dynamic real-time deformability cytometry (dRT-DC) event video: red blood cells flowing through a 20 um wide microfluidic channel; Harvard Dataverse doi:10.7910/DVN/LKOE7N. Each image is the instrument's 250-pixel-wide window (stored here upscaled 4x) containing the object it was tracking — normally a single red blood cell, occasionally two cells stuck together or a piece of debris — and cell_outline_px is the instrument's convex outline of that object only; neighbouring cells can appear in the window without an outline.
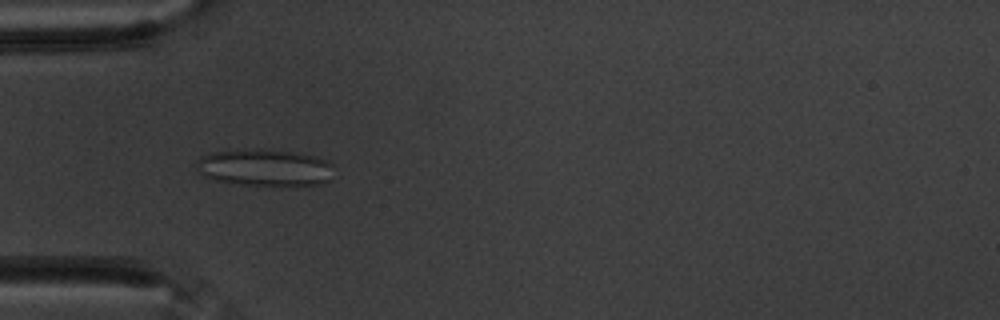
{"species": "common noctule bat (a hibernating species)", "species_latin": "Nyctalus noctula", "temperature_condition": "warm", "stored_images_in_passage": 55, "camera_frame_rate_fps": 3000, "um_per_image_px": 0.085, "animal": {"sex": "male", "body_mass_g": 20.1, "forearm_length_mm": 53.5}, "frame": {"image": 1, "passage_image": 15, "time_ms": 4.667, "image_size_px": [1000, 320], "cell_outline_px": [[332, 180], [320, 184], [240, 184], [216, 180], [204, 176], [196, 168], [196, 160], [200, 156], [212, 152], [244, 148], [264, 148], [296, 152], [316, 156], [328, 160], [332, 164]], "centroid_in_image_um": [22.5, 14.2], "position_along_channel_um": 62.5, "area_um2": 29.77}}
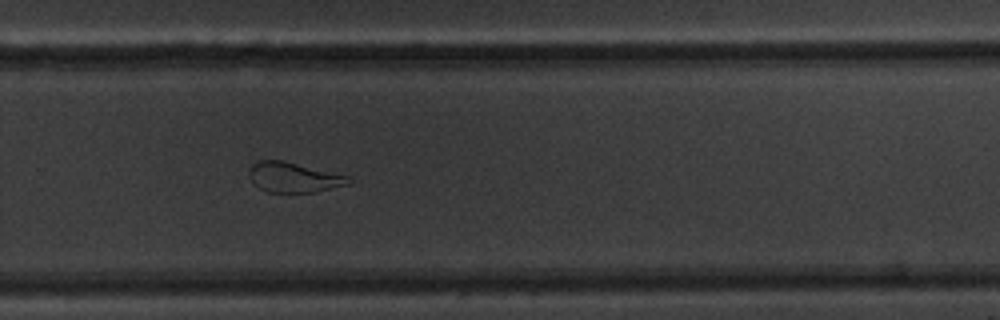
{"frame": {"image": 2, "passage_image": 36, "time_ms": 11.667, "image_size_px": [1000, 320], "cell_outline_px": [[352, 180], [348, 184], [316, 192], [268, 192], [260, 188], [248, 176], [248, 168], [256, 160], [284, 160], [348, 176]], "centroid_in_image_um": [24.93, 15.06], "position_along_channel_um": 304.9, "area_um2": 17.4}}
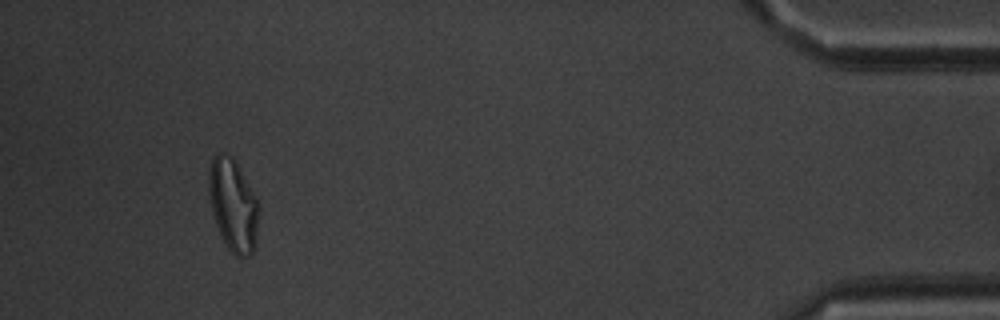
{"frame": {"image": 3, "passage_image": 51, "time_ms": 16.667, "image_size_px": [1000, 320], "cell_outline_px": [[260, 208], [256, 244], [252, 252], [248, 256], [236, 256], [228, 248], [220, 236], [212, 212], [208, 192], [208, 172], [212, 160], [216, 152], [224, 152], [232, 156], [256, 196], [260, 204]], "centroid_in_image_um": [19.82, 17.43], "position_along_channel_um": 415.4, "area_um2": 27.28}, "authors_computed_cell_mechanics": {"area_um2": 24.9696, "velocity_mm_per_s": 3.484, "shape_relaxation_time_tau1_ms": null, "shape_relaxation_time_tau2_ms": 1.4662, "deformation_change_tau1": null, "deformation_change_tau2": 0.1034}}